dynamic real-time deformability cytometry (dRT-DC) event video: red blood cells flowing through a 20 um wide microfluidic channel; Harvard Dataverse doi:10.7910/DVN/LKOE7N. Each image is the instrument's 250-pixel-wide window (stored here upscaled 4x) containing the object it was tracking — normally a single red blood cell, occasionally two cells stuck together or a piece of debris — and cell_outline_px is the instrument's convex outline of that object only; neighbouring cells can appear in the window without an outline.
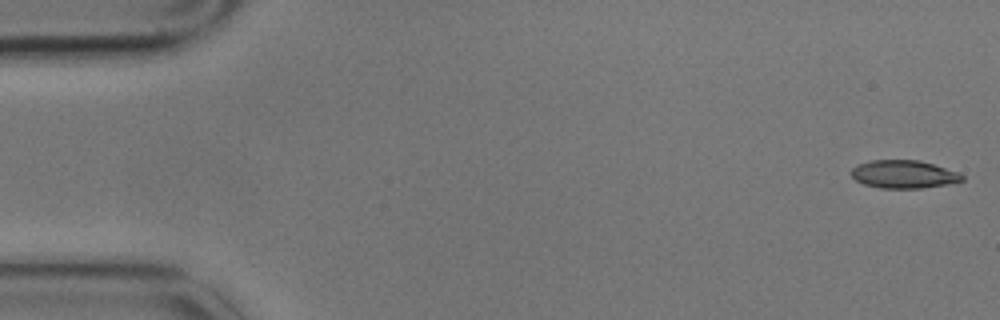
{"species": "common noctule bat (a hibernating species)", "species_latin": "Nyctalus noctula", "temperature_condition": "cold", "stored_images_in_passage": 5, "segment_of_instrument_passage": [1, 2], "camera_frame_rate_fps": 3000, "um_per_image_px": 0.085, "animal": {"sex": "male", "body_mass_g": 17.9}, "frame": {"image": 1, "passage_image": 1, "time_ms": 0.0, "image_size_px": [1000, 320], "cell_outline_px": [[964, 180], [948, 184], [920, 188], [880, 188], [864, 184], [856, 180], [848, 172], [852, 168], [868, 160], [920, 160], [960, 172], [964, 176]], "centroid_in_image_um": [76.82, 14.8], "position_along_channel_um": 8.2, "area_um2": 18.21}}